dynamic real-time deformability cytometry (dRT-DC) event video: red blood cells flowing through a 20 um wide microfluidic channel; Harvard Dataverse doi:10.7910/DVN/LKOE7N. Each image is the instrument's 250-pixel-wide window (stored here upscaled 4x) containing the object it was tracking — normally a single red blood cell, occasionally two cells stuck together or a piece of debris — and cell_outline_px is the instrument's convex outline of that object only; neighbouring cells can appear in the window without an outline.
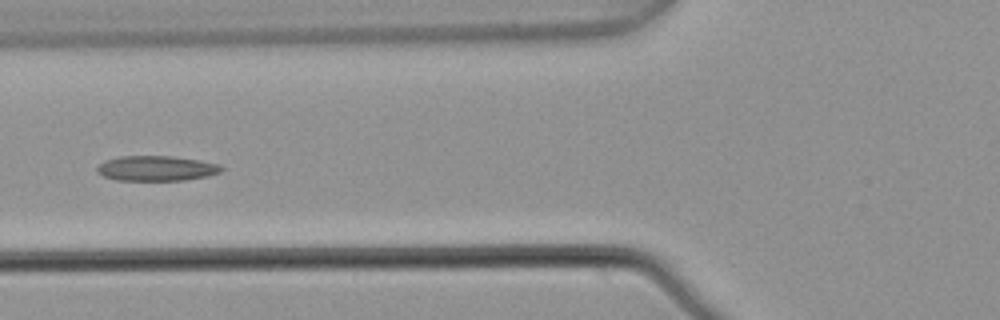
{"species": "common noctule bat (a hibernating species)", "species_latin": "Nyctalus noctula", "temperature_condition": "warm", "stored_images_in_passage": 4, "camera_frame_rate_fps": 3000, "um_per_image_px": 0.085, "animal": {"sex": "male", "body_mass_g": 21.5, "forearm_length_mm": 52.0}, "frame": {"image": 1, "passage_image": 4, "time_ms": 1.0, "image_size_px": [1000, 320], "cell_outline_px": [[224, 168], [220, 172], [208, 176], [184, 180], [116, 180], [104, 176], [96, 172], [96, 168], [104, 160], [120, 156], [172, 156], [200, 160], [220, 164]], "centroid_in_image_um": [13.3, 14.3], "position_along_channel_um": 112.5, "area_um2": 18.26}}